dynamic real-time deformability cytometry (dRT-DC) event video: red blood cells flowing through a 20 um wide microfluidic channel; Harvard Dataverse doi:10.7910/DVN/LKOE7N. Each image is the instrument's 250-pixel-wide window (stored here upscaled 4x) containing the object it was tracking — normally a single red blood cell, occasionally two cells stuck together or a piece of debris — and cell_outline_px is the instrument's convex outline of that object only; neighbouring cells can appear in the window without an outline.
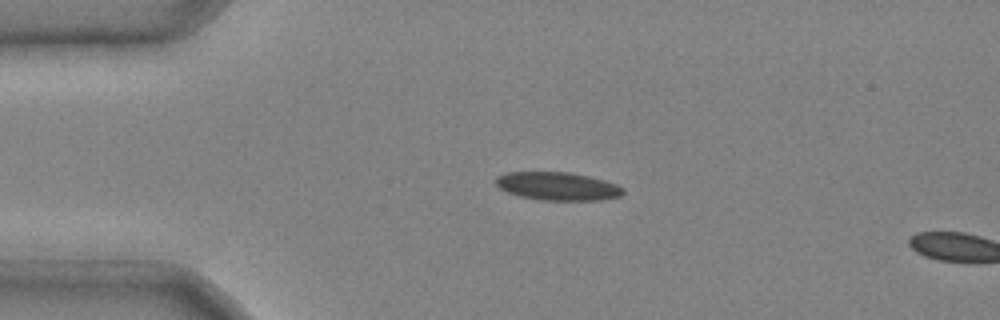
{"species": "common noctule bat (a hibernating species)", "species_latin": "Nyctalus noctula", "temperature_condition": "cold", "stored_images_in_passage": 5, "camera_frame_rate_fps": 3000, "um_per_image_px": 0.085, "animal": {"sex": "male", "body_mass_g": 20.4}, "frame": {"image": 1, "passage_image": 3, "time_ms": 0.667, "image_size_px": [1000, 320], "cell_outline_px": [[624, 192], [620, 196], [604, 200], [540, 200], [520, 196], [508, 192], [500, 188], [496, 184], [496, 176], [504, 172], [572, 172], [604, 180], [616, 184], [624, 188]], "centroid_in_image_um": [47.41, 15.82], "position_along_channel_um": 37.6, "area_um2": 20.98}}